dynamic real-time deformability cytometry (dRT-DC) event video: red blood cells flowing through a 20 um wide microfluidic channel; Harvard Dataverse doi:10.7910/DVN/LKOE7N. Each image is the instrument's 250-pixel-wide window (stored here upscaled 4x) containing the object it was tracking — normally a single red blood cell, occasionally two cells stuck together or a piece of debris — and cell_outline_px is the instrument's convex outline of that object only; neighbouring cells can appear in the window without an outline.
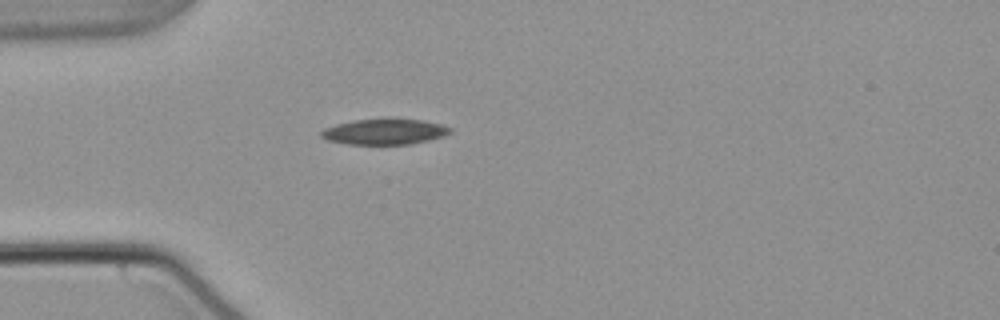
{"species": "common noctule bat (a hibernating species)", "species_latin": "Nyctalus noctula", "temperature_condition": "warm", "stored_images_in_passage": 30, "camera_frame_rate_fps": 3000, "um_per_image_px": 0.085, "animal": {"sex": "male", "body_mass_g": 21.5, "forearm_length_mm": 52.0}, "frame": {"image": 1, "passage_image": 1, "time_ms": 0.0, "image_size_px": [1000, 320], "cell_outline_px": [[452, 132], [444, 136], [412, 144], [348, 144], [328, 140], [320, 136], [320, 132], [324, 128], [336, 124], [356, 120], [420, 120], [440, 124], [452, 128]], "centroid_in_image_um": [32.68, 11.21], "position_along_channel_um": 52.3, "area_um2": 18.84}}
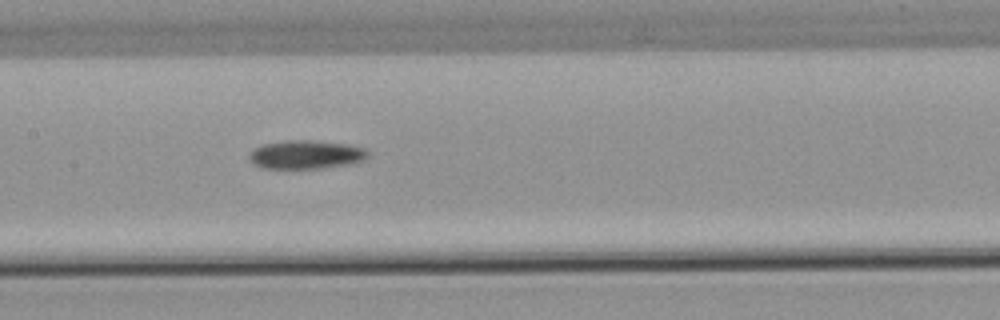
{"frame": {"image": 2, "passage_image": 12, "time_ms": 3.667, "image_size_px": [1000, 320], "cell_outline_px": [[368, 156], [364, 160], [344, 164], [320, 168], [264, 168], [248, 160], [248, 156], [256, 148], [264, 144], [284, 140], [312, 140], [348, 144], [364, 148], [368, 152]], "centroid_in_image_um": [26.0, 13.12], "position_along_channel_um": 181.4, "area_um2": 19.48}}
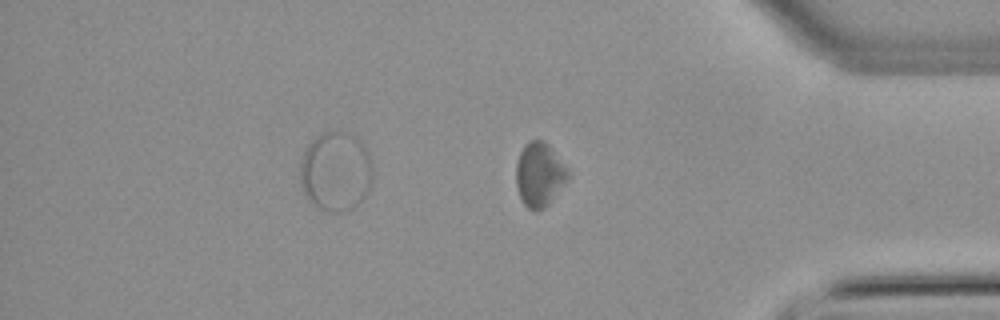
{"frame": {"image": 3, "passage_image": 30, "time_ms": 9.667, "image_size_px": [1000, 320], "cell_outline_px": [[568, 176], [548, 204], [544, 208], [536, 212], [528, 208], [524, 204], [520, 196], [516, 184], [516, 164], [520, 152], [524, 144], [528, 140], [544, 140], [548, 144], [568, 168]], "centroid_in_image_um": [45.82, 14.81], "position_along_channel_um": 389.4, "area_um2": 19.13}, "authors_computed_cell_mechanics": {"area_um2": 19.5942, "velocity_mm_per_s": 3.7828, "shape_relaxation_time_tau1_ms": 3.9302, "shape_relaxation_time_tau2_ms": null, "deformation_change_tau1": 0.0901, "deformation_change_tau2": null}}